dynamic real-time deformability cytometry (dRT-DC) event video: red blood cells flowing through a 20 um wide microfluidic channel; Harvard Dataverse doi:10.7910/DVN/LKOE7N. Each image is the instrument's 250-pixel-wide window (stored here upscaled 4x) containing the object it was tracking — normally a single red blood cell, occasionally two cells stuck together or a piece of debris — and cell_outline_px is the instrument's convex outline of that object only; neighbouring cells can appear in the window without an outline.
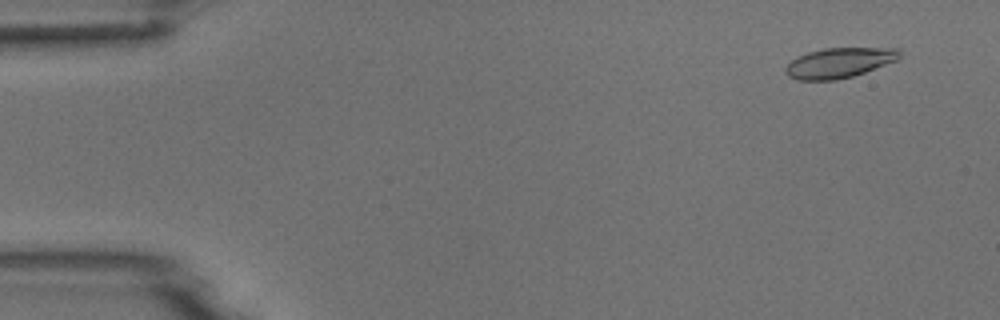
{"species": "common noctule bat (a hibernating species)", "species_latin": "Nyctalus noctula", "temperature_condition": "room temperature", "stored_images_in_passage": 5, "camera_frame_rate_fps": 3000, "um_per_image_px": 0.085, "animal": {"sex": "male", "body_mass_g": 18.8}, "frame": {"image": 1, "passage_image": 2, "time_ms": 1.0, "image_size_px": [1000, 320], "cell_outline_px": [[900, 56], [896, 60], [864, 72], [852, 76], [836, 80], [796, 80], [788, 76], [784, 72], [784, 68], [796, 56], [808, 52], [824, 48], [900, 48]], "centroid_in_image_um": [71.28, 5.34], "position_along_channel_um": 13.7, "area_um2": 19.94}}
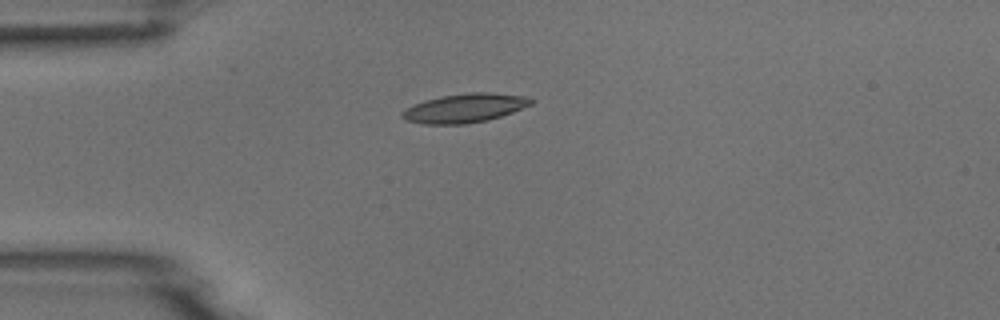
{"frame": {"image": 2, "passage_image": 5, "time_ms": 4.333, "image_size_px": [1000, 320], "cell_outline_px": [[536, 100], [532, 104], [512, 112], [488, 120], [464, 124], [420, 124], [404, 120], [400, 116], [400, 112], [412, 104], [424, 100], [440, 96], [472, 92], [492, 92], [524, 96]], "centroid_in_image_um": [39.45, 9.19], "position_along_channel_um": 45.5, "area_um2": 21.96}}